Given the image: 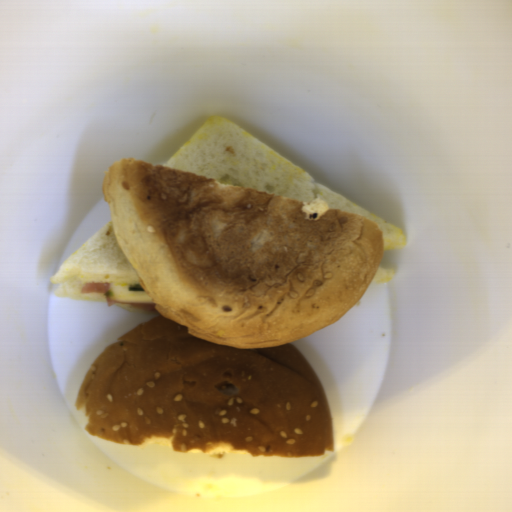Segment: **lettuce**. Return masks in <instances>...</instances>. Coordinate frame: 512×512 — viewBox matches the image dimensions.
Returning <instances> with one entry per match:
<instances>
[{"label":"lettuce","mask_w":512,"mask_h":512,"mask_svg":"<svg viewBox=\"0 0 512 512\" xmlns=\"http://www.w3.org/2000/svg\"><path fill=\"white\" fill-rule=\"evenodd\" d=\"M129 292H146L140 282H128Z\"/></svg>","instance_id":"lettuce-1"}]
</instances>
